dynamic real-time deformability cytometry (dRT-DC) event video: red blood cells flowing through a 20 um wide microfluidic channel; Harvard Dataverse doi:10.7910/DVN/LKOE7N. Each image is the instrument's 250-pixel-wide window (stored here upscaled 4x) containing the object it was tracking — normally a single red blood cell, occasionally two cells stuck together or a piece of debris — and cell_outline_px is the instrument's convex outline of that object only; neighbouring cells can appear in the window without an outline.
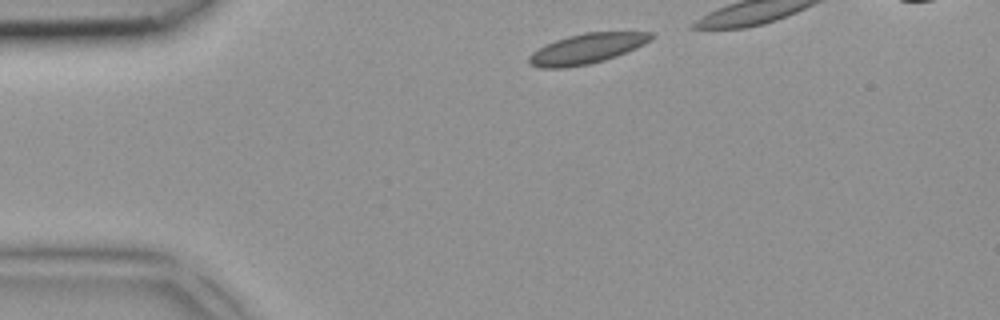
{"species": "common noctule bat (a hibernating species)", "species_latin": "Nyctalus noctula", "temperature_condition": "room temperature", "stored_images_in_passage": 3, "camera_frame_rate_fps": 3000, "um_per_image_px": 0.085, "animal": {"sex": "female", "body_mass_g": 18.4}, "frame": {"image": 1, "passage_image": 1, "time_ms": 0.0, "image_size_px": [1000, 320], "cell_outline_px": [[656, 36], [652, 40], [636, 48], [616, 56], [604, 60], [588, 64], [564, 68], [540, 68], [528, 64], [528, 56], [532, 52], [544, 44], [568, 36], [584, 32], [656, 32]], "centroid_in_image_um": [49.88, 4.13], "position_along_channel_um": 35.1, "area_um2": 21.62}}